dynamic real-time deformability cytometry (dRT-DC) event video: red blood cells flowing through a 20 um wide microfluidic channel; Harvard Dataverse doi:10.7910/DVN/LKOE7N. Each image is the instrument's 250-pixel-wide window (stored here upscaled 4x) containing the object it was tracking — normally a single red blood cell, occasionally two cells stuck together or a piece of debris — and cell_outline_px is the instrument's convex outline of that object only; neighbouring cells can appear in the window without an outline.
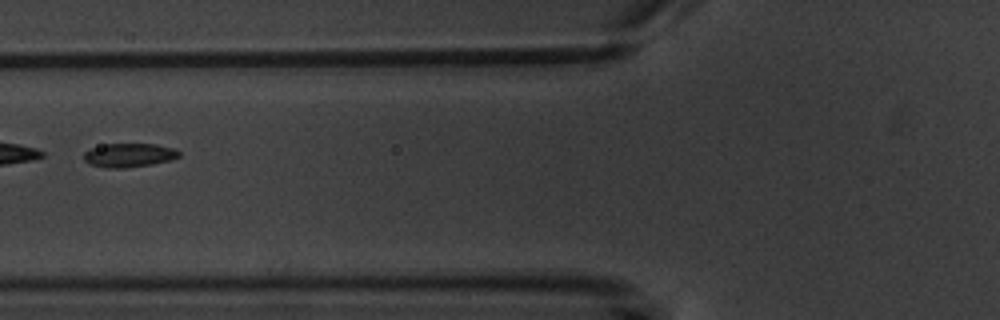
{"species": "common noctule bat (a hibernating species)", "species_latin": "Nyctalus noctula", "temperature_condition": "warm", "stored_images_in_passage": 7, "segment_of_instrument_passage": [2, 2], "camera_frame_rate_fps": 3000, "um_per_image_px": 0.085, "animal": {"sex": "male", "body_mass_g": 20.1, "forearm_length_mm": 53.5}, "frame": {"image": 1, "passage_image": 7, "time_ms": 7.0, "image_size_px": [1000, 320], "cell_outline_px": [[180, 156], [172, 160], [152, 164], [124, 168], [108, 168], [88, 164], [84, 160], [84, 152], [92, 148], [108, 144], [156, 144], [176, 148], [180, 152]], "centroid_in_image_um": [11.01, 13.19], "position_along_channel_um": 114.8, "area_um2": 13.29}}